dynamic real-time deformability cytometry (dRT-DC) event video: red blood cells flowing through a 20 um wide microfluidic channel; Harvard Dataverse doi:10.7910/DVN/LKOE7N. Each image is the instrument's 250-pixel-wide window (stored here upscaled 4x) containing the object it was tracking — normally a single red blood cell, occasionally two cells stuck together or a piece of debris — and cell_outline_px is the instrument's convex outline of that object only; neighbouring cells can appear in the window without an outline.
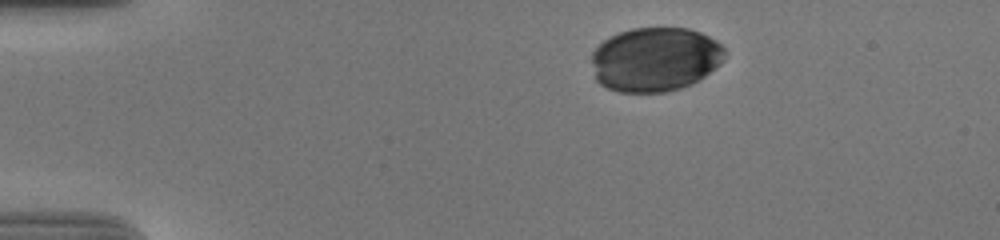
{"species": "human", "species_latin": "Homo sapiens", "temperature_condition": "cold", "stored_images_in_passage": 37, "camera_frame_rate_fps": 3000, "um_per_image_px": 0.085, "donor": {"sex": "male"}, "frame": {"image": 1, "passage_image": 1, "time_ms": 0.0, "image_size_px": [1000, 240], "cell_outline_px": [[728, 52], [724, 60], [716, 68], [692, 84], [680, 88], [664, 92], [620, 92], [608, 88], [600, 84], [596, 80], [592, 64], [592, 52], [604, 40], [620, 32], [632, 28], [688, 28], [700, 32], [716, 40]], "centroid_in_image_um": [55.71, 5.04], "position_along_channel_um": 29.3, "area_um2": 50.0}}
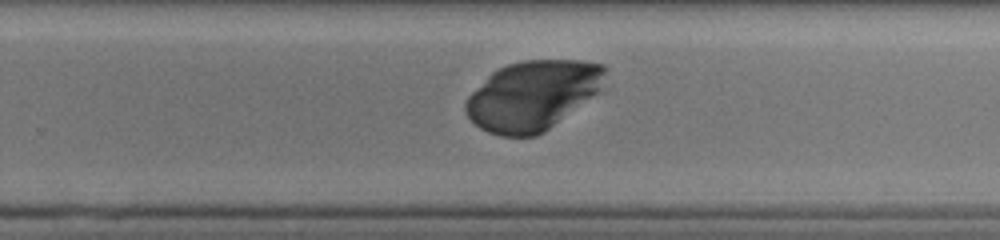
{"frame": {"image": 2, "passage_image": 28, "time_ms": 9.0, "image_size_px": [1000, 240], "cell_outline_px": [[604, 72], [596, 92], [544, 132], [536, 136], [500, 136], [488, 132], [480, 128], [468, 116], [464, 108], [464, 104], [468, 96], [492, 72], [508, 64], [524, 60], [584, 60], [604, 64]], "centroid_in_image_um": [45.21, 8.11], "position_along_channel_um": 284.6, "area_um2": 55.43}}
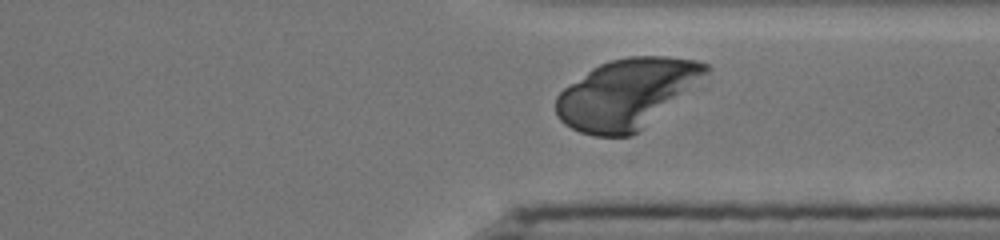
{"frame": {"image": 3, "passage_image": 34, "time_ms": 11.0, "image_size_px": [1000, 240], "cell_outline_px": [[712, 68], [708, 72], [632, 136], [592, 136], [580, 132], [564, 124], [560, 120], [556, 112], [556, 96], [564, 88], [592, 68], [600, 64], [612, 60], [628, 56], [668, 56], [696, 60], [708, 64]], "centroid_in_image_um": [53.2, 7.95], "position_along_channel_um": 358.2, "area_um2": 59.53}}